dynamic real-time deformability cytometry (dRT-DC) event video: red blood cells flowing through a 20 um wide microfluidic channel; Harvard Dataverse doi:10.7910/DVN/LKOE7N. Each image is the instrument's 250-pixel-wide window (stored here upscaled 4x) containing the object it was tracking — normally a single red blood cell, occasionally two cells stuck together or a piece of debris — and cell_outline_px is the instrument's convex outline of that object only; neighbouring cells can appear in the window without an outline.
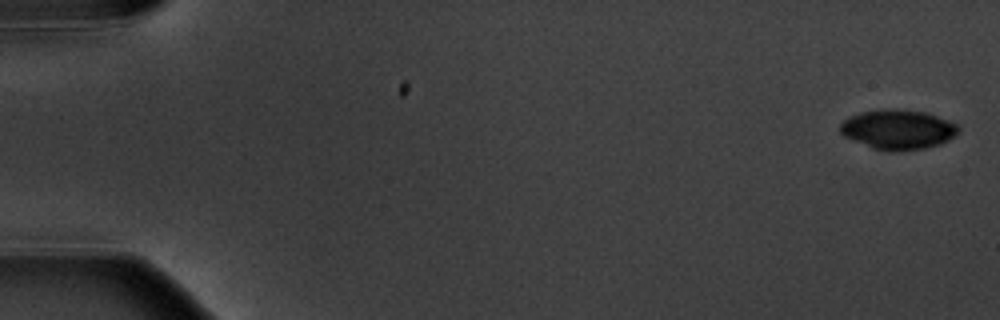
{"species": "common noctule bat (a hibernating species)", "species_latin": "Nyctalus noctula", "temperature_condition": "warm", "stored_images_in_passage": 13, "camera_frame_rate_fps": 3000, "um_per_image_px": 0.085, "animal": {"sex": "male", "body_mass_g": 20.1, "forearm_length_mm": 53.5}, "frame": {"image": 1, "passage_image": 1, "time_ms": 0.0, "image_size_px": [1000, 320], "cell_outline_px": [[960, 132], [948, 140], [940, 144], [924, 148], [900, 152], [888, 152], [872, 148], [844, 136], [840, 132], [840, 124], [848, 116], [860, 112], [884, 108], [896, 108], [924, 112], [960, 124]], "centroid_in_image_um": [76.34, 11.0], "position_along_channel_um": 8.7, "area_um2": 27.8}}
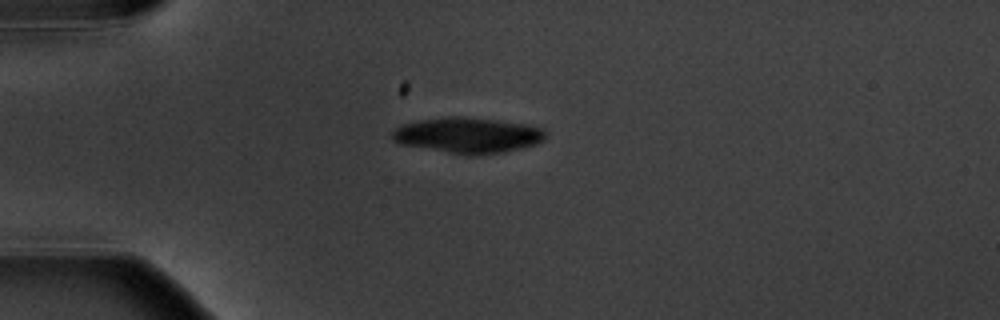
{"frame": {"image": 2, "passage_image": 4, "time_ms": 4.667, "image_size_px": [1000, 320], "cell_outline_px": [[548, 136], [544, 140], [536, 144], [520, 148], [500, 152], [452, 152], [400, 144], [392, 140], [392, 132], [396, 128], [404, 124], [420, 120], [448, 116], [460, 116], [532, 124], [544, 128], [548, 132]], "centroid_in_image_um": [39.83, 11.44], "position_along_channel_um": 45.2, "area_um2": 31.1}}